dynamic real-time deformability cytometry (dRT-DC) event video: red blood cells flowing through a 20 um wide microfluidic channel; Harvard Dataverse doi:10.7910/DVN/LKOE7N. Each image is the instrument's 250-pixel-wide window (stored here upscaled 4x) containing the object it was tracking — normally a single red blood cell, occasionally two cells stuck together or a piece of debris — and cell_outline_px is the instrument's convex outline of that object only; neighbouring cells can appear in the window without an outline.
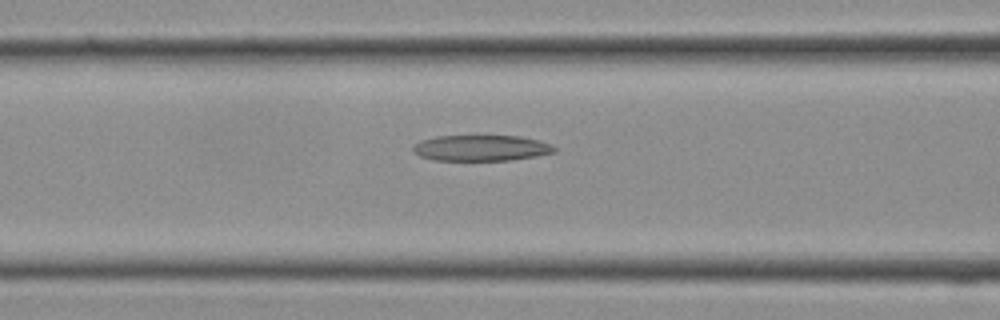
{"species": "Egyptian fruit bat (a non-hibernating species)", "species_latin": "Rousettus aegyptiacus", "temperature_condition": "cold", "stored_images_in_passage": 20, "camera_frame_rate_fps": 3000, "um_per_image_px": 0.085, "frame": {"image": 1, "passage_image": 11, "time_ms": 3.333, "image_size_px": [1000, 320], "cell_outline_px": [[556, 152], [536, 156], [512, 160], [432, 160], [420, 156], [412, 152], [412, 144], [420, 140], [436, 136], [520, 136], [540, 140], [552, 144], [556, 148]], "centroid_in_image_um": [40.88, 12.58], "position_along_channel_um": 125.7, "area_um2": 21.56}}
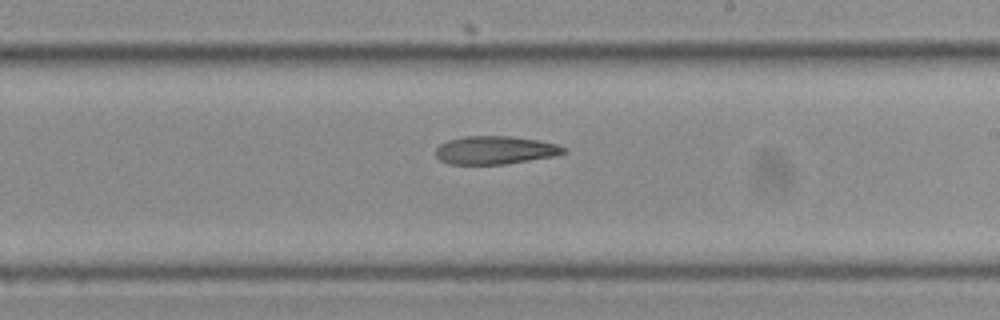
{"frame": {"image": 2, "passage_image": 16, "time_ms": 5.0, "image_size_px": [1000, 320], "cell_outline_px": [[568, 152], [556, 156], [504, 164], [448, 164], [440, 160], [436, 156], [436, 148], [440, 144], [448, 140], [464, 136], [512, 136], [536, 140], [556, 144], [568, 148]], "centroid_in_image_um": [42.11, 12.76], "position_along_channel_um": 246.9, "area_um2": 21.1}}
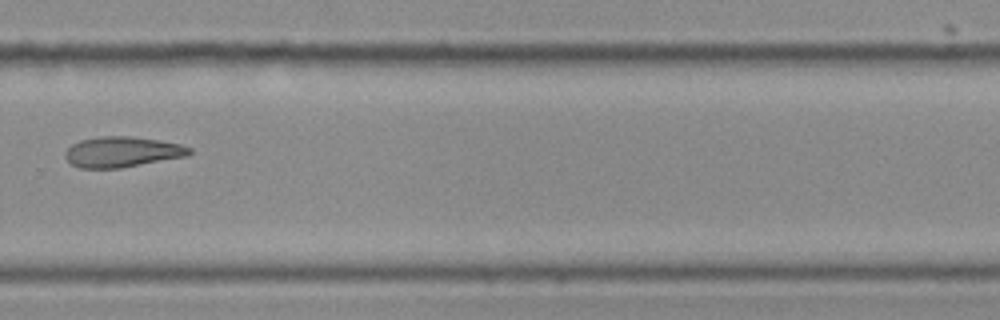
{"frame": {"image": 3, "passage_image": 19, "time_ms": 6.0, "image_size_px": [1000, 320], "cell_outline_px": [[192, 152], [188, 156], [120, 168], [80, 168], [72, 164], [64, 156], [64, 152], [72, 144], [80, 140], [100, 136], [132, 136], [180, 144], [192, 148]], "centroid_in_image_um": [10.38, 12.91], "position_along_channel_um": 319.4, "area_um2": 22.08}}